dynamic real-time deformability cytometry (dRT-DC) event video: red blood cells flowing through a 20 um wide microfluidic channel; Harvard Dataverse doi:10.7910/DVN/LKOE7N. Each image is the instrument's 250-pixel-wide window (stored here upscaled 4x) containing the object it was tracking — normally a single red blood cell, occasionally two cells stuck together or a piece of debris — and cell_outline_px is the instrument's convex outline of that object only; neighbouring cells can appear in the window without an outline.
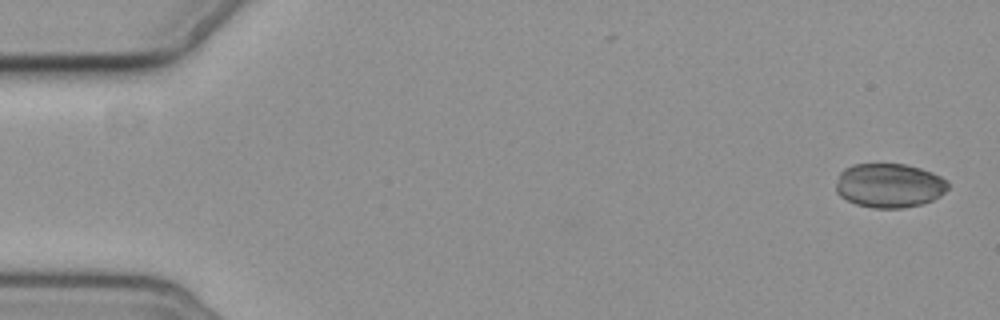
{"species": "common noctule bat (a hibernating species)", "species_latin": "Nyctalus noctula", "temperature_condition": "cold", "stored_images_in_passage": 5, "camera_frame_rate_fps": 3000, "um_per_image_px": 0.085, "animal": {"sex": "female", "body_mass_g": 19.3, "forearm_length_mm": 54.1}, "frame": {"image": 1, "passage_image": 1, "time_ms": 0.0, "image_size_px": [1000, 320], "cell_outline_px": [[948, 188], [940, 196], [932, 200], [920, 204], [900, 208], [872, 208], [856, 204], [840, 196], [836, 192], [836, 184], [840, 172], [844, 168], [852, 164], [904, 164], [920, 168], [932, 172], [948, 180]], "centroid_in_image_um": [75.58, 15.76], "position_along_channel_um": 9.4, "area_um2": 28.9}}